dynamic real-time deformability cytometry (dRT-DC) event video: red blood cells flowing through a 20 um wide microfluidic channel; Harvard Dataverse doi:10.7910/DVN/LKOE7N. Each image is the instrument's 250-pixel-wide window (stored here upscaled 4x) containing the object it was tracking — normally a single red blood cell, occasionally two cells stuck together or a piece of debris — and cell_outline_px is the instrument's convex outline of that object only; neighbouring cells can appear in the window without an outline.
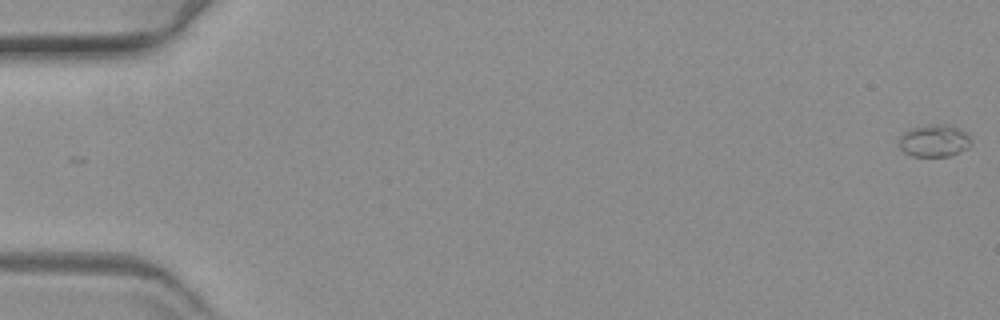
{"species": "common noctule bat (a hibernating species)", "species_latin": "Nyctalus noctula", "temperature_condition": "warm", "stored_images_in_passage": 62, "camera_frame_rate_fps": 3000, "um_per_image_px": 0.085, "animal": {"sex": "female", "body_mass_g": 19.3, "forearm_length_mm": 54.1}, "frame": {"image": 1, "passage_image": 1, "time_ms": 0.0, "image_size_px": [1000, 320], "cell_outline_px": [[972, 144], [968, 148], [948, 156], [912, 156], [904, 152], [900, 148], [896, 140], [904, 132], [912, 128], [928, 124], [952, 124], [968, 132], [972, 140]], "centroid_in_image_um": [79.43, 11.94], "position_along_channel_um": 5.6, "area_um2": 13.99}}
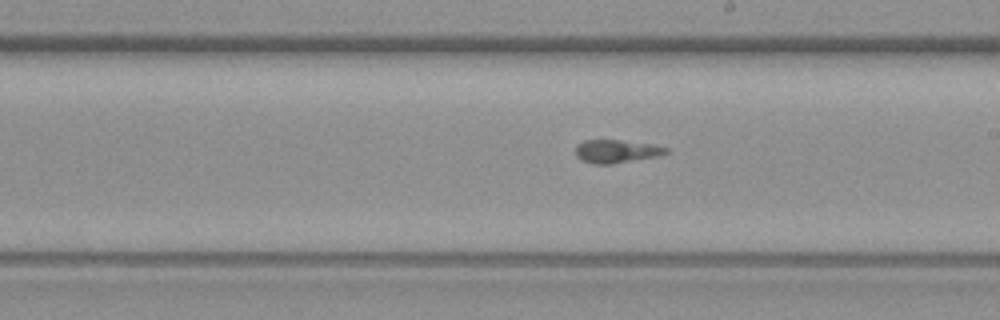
{"frame": {"image": 2, "passage_image": 36, "time_ms": 11.667, "image_size_px": [1000, 320], "cell_outline_px": [[668, 152], [656, 156], [612, 164], [592, 164], [580, 160], [576, 156], [576, 144], [584, 140], [620, 140], [652, 144], [668, 148]], "centroid_in_image_um": [52.34, 12.86], "position_along_channel_um": 236.7, "area_um2": 12.2}}
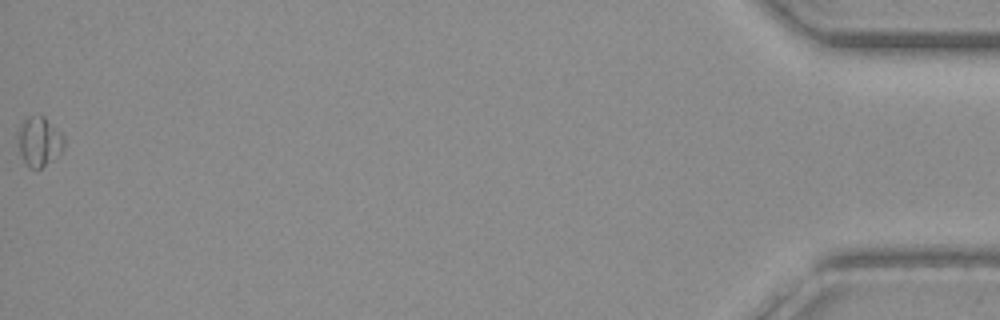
{"frame": {"image": 3, "passage_image": 62, "time_ms": 20.333, "image_size_px": [1000, 320], "cell_outline_px": [[64, 148], [60, 152], [40, 168], [28, 168], [20, 152], [16, 132], [24, 120], [28, 116], [40, 112], [64, 136]], "centroid_in_image_um": [3.3, 11.96], "position_along_channel_um": 431.9, "area_um2": 13.29}}